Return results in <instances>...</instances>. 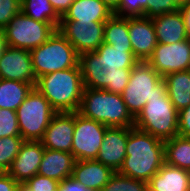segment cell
Listing matches in <instances>:
<instances>
[{"mask_svg":"<svg viewBox=\"0 0 190 191\" xmlns=\"http://www.w3.org/2000/svg\"><path fill=\"white\" fill-rule=\"evenodd\" d=\"M164 163V141L136 127H129L126 157L118 173L148 182Z\"/></svg>","mask_w":190,"mask_h":191,"instance_id":"1","label":"cell"},{"mask_svg":"<svg viewBox=\"0 0 190 191\" xmlns=\"http://www.w3.org/2000/svg\"><path fill=\"white\" fill-rule=\"evenodd\" d=\"M56 112H76L84 91L80 67L42 75L34 86Z\"/></svg>","mask_w":190,"mask_h":191,"instance_id":"2","label":"cell"},{"mask_svg":"<svg viewBox=\"0 0 190 191\" xmlns=\"http://www.w3.org/2000/svg\"><path fill=\"white\" fill-rule=\"evenodd\" d=\"M77 112L108 127H134L135 123L121 94L102 89L84 88Z\"/></svg>","mask_w":190,"mask_h":191,"instance_id":"3","label":"cell"},{"mask_svg":"<svg viewBox=\"0 0 190 191\" xmlns=\"http://www.w3.org/2000/svg\"><path fill=\"white\" fill-rule=\"evenodd\" d=\"M79 66L85 88L102 89L122 94L129 82L132 69H121L100 58L94 52L79 55Z\"/></svg>","mask_w":190,"mask_h":191,"instance_id":"4","label":"cell"},{"mask_svg":"<svg viewBox=\"0 0 190 191\" xmlns=\"http://www.w3.org/2000/svg\"><path fill=\"white\" fill-rule=\"evenodd\" d=\"M30 53L36 79L55 71L80 67L79 54L58 29Z\"/></svg>","mask_w":190,"mask_h":191,"instance_id":"5","label":"cell"},{"mask_svg":"<svg viewBox=\"0 0 190 191\" xmlns=\"http://www.w3.org/2000/svg\"><path fill=\"white\" fill-rule=\"evenodd\" d=\"M166 84L147 61H139L130 74L129 82L121 94L128 111L136 118L148 99L166 93Z\"/></svg>","mask_w":190,"mask_h":191,"instance_id":"6","label":"cell"},{"mask_svg":"<svg viewBox=\"0 0 190 191\" xmlns=\"http://www.w3.org/2000/svg\"><path fill=\"white\" fill-rule=\"evenodd\" d=\"M134 127L162 141L178 135V111L167 92L161 97L148 99L135 118Z\"/></svg>","mask_w":190,"mask_h":191,"instance_id":"7","label":"cell"},{"mask_svg":"<svg viewBox=\"0 0 190 191\" xmlns=\"http://www.w3.org/2000/svg\"><path fill=\"white\" fill-rule=\"evenodd\" d=\"M56 111L34 87L16 110L18 127L24 141H41Z\"/></svg>","mask_w":190,"mask_h":191,"instance_id":"8","label":"cell"},{"mask_svg":"<svg viewBox=\"0 0 190 191\" xmlns=\"http://www.w3.org/2000/svg\"><path fill=\"white\" fill-rule=\"evenodd\" d=\"M58 29L54 24L36 21L22 11L3 29L7 46L32 50L46 42Z\"/></svg>","mask_w":190,"mask_h":191,"instance_id":"9","label":"cell"},{"mask_svg":"<svg viewBox=\"0 0 190 191\" xmlns=\"http://www.w3.org/2000/svg\"><path fill=\"white\" fill-rule=\"evenodd\" d=\"M108 126L74 112L71 153L75 160L96 159Z\"/></svg>","mask_w":190,"mask_h":191,"instance_id":"10","label":"cell"},{"mask_svg":"<svg viewBox=\"0 0 190 191\" xmlns=\"http://www.w3.org/2000/svg\"><path fill=\"white\" fill-rule=\"evenodd\" d=\"M147 62L161 77L190 70V38L170 45L157 43Z\"/></svg>","mask_w":190,"mask_h":191,"instance_id":"11","label":"cell"},{"mask_svg":"<svg viewBox=\"0 0 190 191\" xmlns=\"http://www.w3.org/2000/svg\"><path fill=\"white\" fill-rule=\"evenodd\" d=\"M105 22L61 21L58 30L74 46L77 53L96 51L104 39Z\"/></svg>","mask_w":190,"mask_h":191,"instance_id":"12","label":"cell"},{"mask_svg":"<svg viewBox=\"0 0 190 191\" xmlns=\"http://www.w3.org/2000/svg\"><path fill=\"white\" fill-rule=\"evenodd\" d=\"M0 78L31 83L35 86L37 79L30 50L7 46L0 56Z\"/></svg>","mask_w":190,"mask_h":191,"instance_id":"13","label":"cell"},{"mask_svg":"<svg viewBox=\"0 0 190 191\" xmlns=\"http://www.w3.org/2000/svg\"><path fill=\"white\" fill-rule=\"evenodd\" d=\"M44 149L41 141H24L7 173L23 185L38 174Z\"/></svg>","mask_w":190,"mask_h":191,"instance_id":"14","label":"cell"},{"mask_svg":"<svg viewBox=\"0 0 190 191\" xmlns=\"http://www.w3.org/2000/svg\"><path fill=\"white\" fill-rule=\"evenodd\" d=\"M129 127H107L96 160L118 172L126 157Z\"/></svg>","mask_w":190,"mask_h":191,"instance_id":"15","label":"cell"},{"mask_svg":"<svg viewBox=\"0 0 190 191\" xmlns=\"http://www.w3.org/2000/svg\"><path fill=\"white\" fill-rule=\"evenodd\" d=\"M74 112H56L41 140L44 148L71 153Z\"/></svg>","mask_w":190,"mask_h":191,"instance_id":"16","label":"cell"},{"mask_svg":"<svg viewBox=\"0 0 190 191\" xmlns=\"http://www.w3.org/2000/svg\"><path fill=\"white\" fill-rule=\"evenodd\" d=\"M128 29L133 55L139 61H147L157 46L152 19L146 17L128 18Z\"/></svg>","mask_w":190,"mask_h":191,"instance_id":"17","label":"cell"},{"mask_svg":"<svg viewBox=\"0 0 190 191\" xmlns=\"http://www.w3.org/2000/svg\"><path fill=\"white\" fill-rule=\"evenodd\" d=\"M115 172L92 160H75L71 177L90 191H101Z\"/></svg>","mask_w":190,"mask_h":191,"instance_id":"18","label":"cell"},{"mask_svg":"<svg viewBox=\"0 0 190 191\" xmlns=\"http://www.w3.org/2000/svg\"><path fill=\"white\" fill-rule=\"evenodd\" d=\"M157 43L173 44L189 38L181 10L152 18Z\"/></svg>","mask_w":190,"mask_h":191,"instance_id":"19","label":"cell"},{"mask_svg":"<svg viewBox=\"0 0 190 191\" xmlns=\"http://www.w3.org/2000/svg\"><path fill=\"white\" fill-rule=\"evenodd\" d=\"M147 184L148 191H190V172L165 162Z\"/></svg>","mask_w":190,"mask_h":191,"instance_id":"20","label":"cell"},{"mask_svg":"<svg viewBox=\"0 0 190 191\" xmlns=\"http://www.w3.org/2000/svg\"><path fill=\"white\" fill-rule=\"evenodd\" d=\"M113 14L101 0H74L61 21L106 22Z\"/></svg>","mask_w":190,"mask_h":191,"instance_id":"21","label":"cell"},{"mask_svg":"<svg viewBox=\"0 0 190 191\" xmlns=\"http://www.w3.org/2000/svg\"><path fill=\"white\" fill-rule=\"evenodd\" d=\"M74 163L72 153L45 148L38 174L62 182L71 177Z\"/></svg>","mask_w":190,"mask_h":191,"instance_id":"22","label":"cell"},{"mask_svg":"<svg viewBox=\"0 0 190 191\" xmlns=\"http://www.w3.org/2000/svg\"><path fill=\"white\" fill-rule=\"evenodd\" d=\"M167 94L175 109L180 110L190 105V70L172 72L163 77Z\"/></svg>","mask_w":190,"mask_h":191,"instance_id":"23","label":"cell"},{"mask_svg":"<svg viewBox=\"0 0 190 191\" xmlns=\"http://www.w3.org/2000/svg\"><path fill=\"white\" fill-rule=\"evenodd\" d=\"M33 88L31 83L0 78V108L16 111Z\"/></svg>","mask_w":190,"mask_h":191,"instance_id":"24","label":"cell"},{"mask_svg":"<svg viewBox=\"0 0 190 191\" xmlns=\"http://www.w3.org/2000/svg\"><path fill=\"white\" fill-rule=\"evenodd\" d=\"M103 42L111 45L113 48L132 50L128 18L112 15L104 25Z\"/></svg>","mask_w":190,"mask_h":191,"instance_id":"25","label":"cell"},{"mask_svg":"<svg viewBox=\"0 0 190 191\" xmlns=\"http://www.w3.org/2000/svg\"><path fill=\"white\" fill-rule=\"evenodd\" d=\"M165 162L190 172V138L174 136L164 141Z\"/></svg>","mask_w":190,"mask_h":191,"instance_id":"26","label":"cell"},{"mask_svg":"<svg viewBox=\"0 0 190 191\" xmlns=\"http://www.w3.org/2000/svg\"><path fill=\"white\" fill-rule=\"evenodd\" d=\"M21 11L36 21L54 24L57 28L61 17L56 13L49 0H21Z\"/></svg>","mask_w":190,"mask_h":191,"instance_id":"27","label":"cell"},{"mask_svg":"<svg viewBox=\"0 0 190 191\" xmlns=\"http://www.w3.org/2000/svg\"><path fill=\"white\" fill-rule=\"evenodd\" d=\"M95 52L100 58L109 61L115 66H121V69H132L139 62L133 55L132 50L113 48L104 42Z\"/></svg>","mask_w":190,"mask_h":191,"instance_id":"28","label":"cell"},{"mask_svg":"<svg viewBox=\"0 0 190 191\" xmlns=\"http://www.w3.org/2000/svg\"><path fill=\"white\" fill-rule=\"evenodd\" d=\"M23 142L21 136L0 138V172H7Z\"/></svg>","mask_w":190,"mask_h":191,"instance_id":"29","label":"cell"},{"mask_svg":"<svg viewBox=\"0 0 190 191\" xmlns=\"http://www.w3.org/2000/svg\"><path fill=\"white\" fill-rule=\"evenodd\" d=\"M101 191H148V184L115 172Z\"/></svg>","mask_w":190,"mask_h":191,"instance_id":"30","label":"cell"},{"mask_svg":"<svg viewBox=\"0 0 190 191\" xmlns=\"http://www.w3.org/2000/svg\"><path fill=\"white\" fill-rule=\"evenodd\" d=\"M147 2L148 0H120L113 13L125 18L144 17L147 14Z\"/></svg>","mask_w":190,"mask_h":191,"instance_id":"31","label":"cell"},{"mask_svg":"<svg viewBox=\"0 0 190 191\" xmlns=\"http://www.w3.org/2000/svg\"><path fill=\"white\" fill-rule=\"evenodd\" d=\"M21 136L16 111L0 108V138Z\"/></svg>","mask_w":190,"mask_h":191,"instance_id":"32","label":"cell"},{"mask_svg":"<svg viewBox=\"0 0 190 191\" xmlns=\"http://www.w3.org/2000/svg\"><path fill=\"white\" fill-rule=\"evenodd\" d=\"M180 9L175 0H148L146 18H154Z\"/></svg>","mask_w":190,"mask_h":191,"instance_id":"33","label":"cell"},{"mask_svg":"<svg viewBox=\"0 0 190 191\" xmlns=\"http://www.w3.org/2000/svg\"><path fill=\"white\" fill-rule=\"evenodd\" d=\"M23 186L29 191H59L60 182L36 174L26 181Z\"/></svg>","mask_w":190,"mask_h":191,"instance_id":"34","label":"cell"},{"mask_svg":"<svg viewBox=\"0 0 190 191\" xmlns=\"http://www.w3.org/2000/svg\"><path fill=\"white\" fill-rule=\"evenodd\" d=\"M21 8V0H0V29H4Z\"/></svg>","mask_w":190,"mask_h":191,"instance_id":"35","label":"cell"},{"mask_svg":"<svg viewBox=\"0 0 190 191\" xmlns=\"http://www.w3.org/2000/svg\"><path fill=\"white\" fill-rule=\"evenodd\" d=\"M178 135L190 138V105L178 112Z\"/></svg>","mask_w":190,"mask_h":191,"instance_id":"36","label":"cell"},{"mask_svg":"<svg viewBox=\"0 0 190 191\" xmlns=\"http://www.w3.org/2000/svg\"><path fill=\"white\" fill-rule=\"evenodd\" d=\"M19 185L7 172H0V191H16Z\"/></svg>","mask_w":190,"mask_h":191,"instance_id":"37","label":"cell"},{"mask_svg":"<svg viewBox=\"0 0 190 191\" xmlns=\"http://www.w3.org/2000/svg\"><path fill=\"white\" fill-rule=\"evenodd\" d=\"M59 191H90L82 184L75 181L72 177L60 182Z\"/></svg>","mask_w":190,"mask_h":191,"instance_id":"38","label":"cell"},{"mask_svg":"<svg viewBox=\"0 0 190 191\" xmlns=\"http://www.w3.org/2000/svg\"><path fill=\"white\" fill-rule=\"evenodd\" d=\"M56 13L62 17L74 0H49Z\"/></svg>","mask_w":190,"mask_h":191,"instance_id":"39","label":"cell"},{"mask_svg":"<svg viewBox=\"0 0 190 191\" xmlns=\"http://www.w3.org/2000/svg\"><path fill=\"white\" fill-rule=\"evenodd\" d=\"M180 10L183 14L188 36L190 38V2L180 6Z\"/></svg>","mask_w":190,"mask_h":191,"instance_id":"40","label":"cell"},{"mask_svg":"<svg viewBox=\"0 0 190 191\" xmlns=\"http://www.w3.org/2000/svg\"><path fill=\"white\" fill-rule=\"evenodd\" d=\"M7 47L5 34L3 32V29H0V56L4 52V50Z\"/></svg>","mask_w":190,"mask_h":191,"instance_id":"41","label":"cell"},{"mask_svg":"<svg viewBox=\"0 0 190 191\" xmlns=\"http://www.w3.org/2000/svg\"><path fill=\"white\" fill-rule=\"evenodd\" d=\"M104 4H106L112 11H114L118 5L120 0H101Z\"/></svg>","mask_w":190,"mask_h":191,"instance_id":"42","label":"cell"},{"mask_svg":"<svg viewBox=\"0 0 190 191\" xmlns=\"http://www.w3.org/2000/svg\"><path fill=\"white\" fill-rule=\"evenodd\" d=\"M175 1H176V3H177L179 6L190 2V0H175Z\"/></svg>","mask_w":190,"mask_h":191,"instance_id":"43","label":"cell"},{"mask_svg":"<svg viewBox=\"0 0 190 191\" xmlns=\"http://www.w3.org/2000/svg\"><path fill=\"white\" fill-rule=\"evenodd\" d=\"M16 191H29V190L26 189L23 185H19Z\"/></svg>","mask_w":190,"mask_h":191,"instance_id":"44","label":"cell"}]
</instances>
